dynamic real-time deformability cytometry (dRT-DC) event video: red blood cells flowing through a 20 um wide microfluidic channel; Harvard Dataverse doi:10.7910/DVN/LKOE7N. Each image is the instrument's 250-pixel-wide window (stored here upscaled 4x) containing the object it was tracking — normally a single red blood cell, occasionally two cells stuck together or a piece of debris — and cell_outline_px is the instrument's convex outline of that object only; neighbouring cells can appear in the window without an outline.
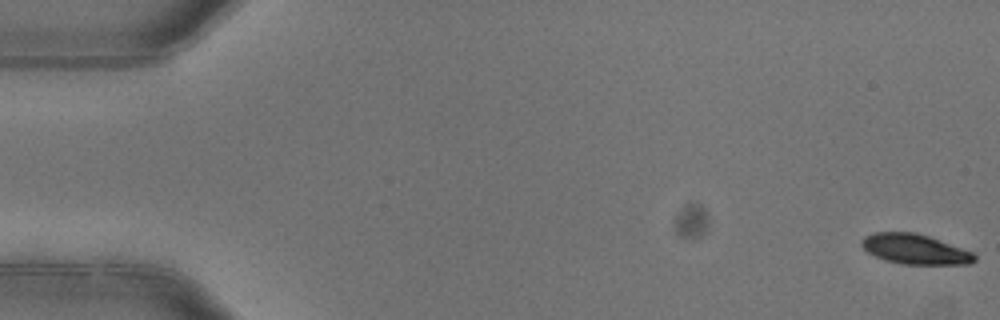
{"species": "common noctule bat (a hibernating species)", "species_latin": "Nyctalus noctula", "temperature_condition": "warm", "stored_images_in_passage": 6, "camera_frame_rate_fps": 3000, "um_per_image_px": 0.085, "animal": {"sex": "female"}, "frame": {"image": 1, "passage_image": 1, "time_ms": 0.0, "image_size_px": [1000, 320], "cell_outline_px": [[976, 260], [972, 264], [900, 264], [876, 256], [868, 252], [860, 244], [860, 240], [864, 236], [876, 232], [916, 232], [928, 236], [972, 252], [976, 256]], "centroid_in_image_um": [77.76, 21.17], "position_along_channel_um": 7.2, "area_um2": 19.59}}
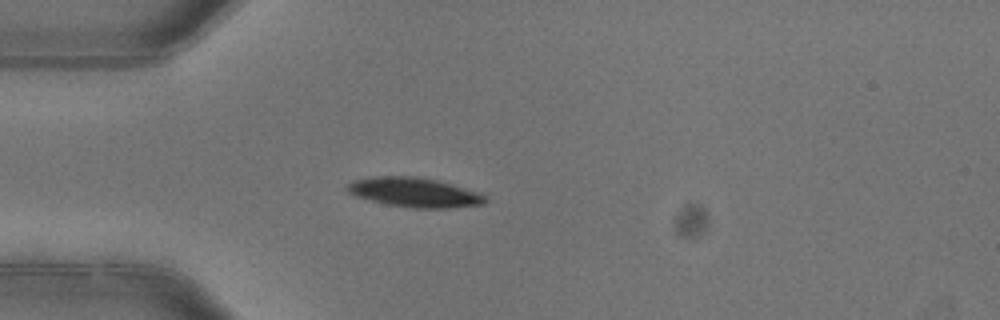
{"frame": {"image": 2, "passage_image": 5, "time_ms": 1.333, "image_size_px": [1000, 320], "cell_outline_px": [[488, 200], [484, 204], [448, 208], [412, 208], [388, 204], [356, 196], [348, 192], [344, 188], [352, 180], [376, 176], [416, 176], [436, 180], [452, 184], [480, 192]], "centroid_in_image_um": [35.23, 16.34], "position_along_channel_um": 49.8, "area_um2": 23.7}}